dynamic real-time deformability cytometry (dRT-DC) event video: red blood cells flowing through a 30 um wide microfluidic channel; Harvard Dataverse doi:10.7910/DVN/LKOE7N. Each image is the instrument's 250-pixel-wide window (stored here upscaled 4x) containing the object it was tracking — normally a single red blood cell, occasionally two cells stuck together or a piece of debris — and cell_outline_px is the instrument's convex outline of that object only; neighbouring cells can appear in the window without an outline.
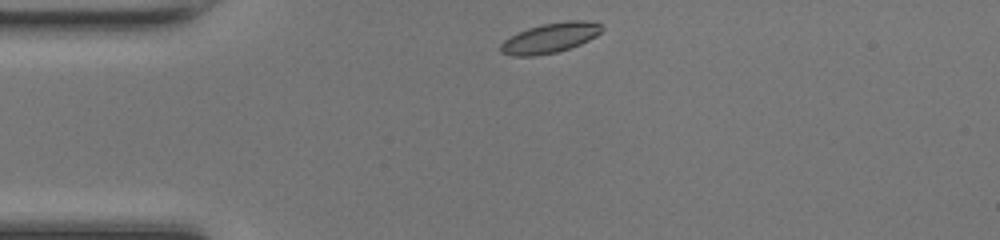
{"species": "common noctule bat (a hibernating species)", "species_latin": "Nyctalus noctula", "temperature_condition": "room temperature", "stored_images_in_passage": 39, "camera_frame_rate_fps": 3000, "um_per_image_px": 0.085, "animal": {"sex": "female", "body_mass_g": 17.0, "forearm_length_mm": 48.0}, "frame": {"image": 1, "passage_image": 1, "time_ms": 0.0, "image_size_px": [1000, 240], "cell_outline_px": [[604, 28], [596, 36], [580, 44], [556, 52], [532, 56], [512, 56], [500, 52], [500, 44], [504, 40], [528, 28], [544, 24], [568, 20], [584, 20], [600, 24]], "centroid_in_image_um": [46.76, 3.22], "position_along_channel_um": 38.2, "area_um2": 17.4}}
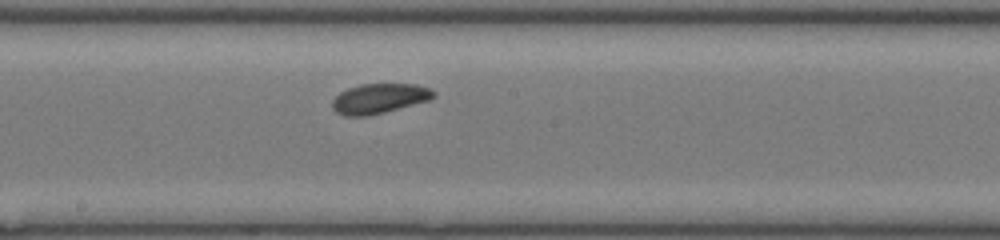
{"frame": {"image": 2, "passage_image": 16, "time_ms": 5.0, "image_size_px": [1000, 240], "cell_outline_px": [[436, 96], [428, 100], [384, 112], [368, 116], [344, 116], [336, 112], [332, 108], [332, 100], [340, 92], [348, 88], [360, 84], [416, 84], [432, 88], [436, 92]], "centroid_in_image_um": [32.24, 8.36], "position_along_channel_um": 216.0, "area_um2": 17.69}}
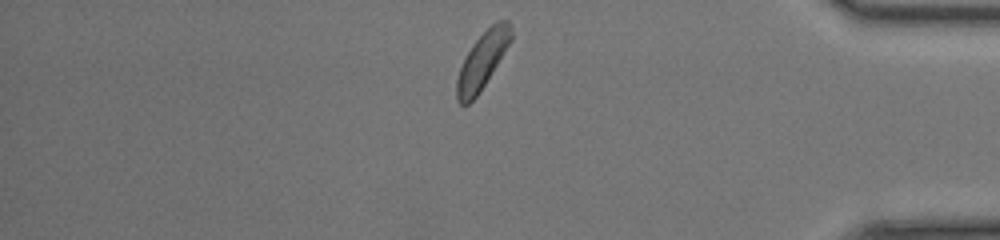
{"frame": {"image": 3, "passage_image": 31, "time_ms": 10.0, "image_size_px": [1000, 240], "cell_outline_px": [[512, 40], [480, 92], [468, 104], [460, 104], [456, 100], [456, 80], [460, 68], [472, 44], [496, 20], [508, 20], [512, 28]], "centroid_in_image_um": [41.01, 5.14], "position_along_channel_um": 394.2, "area_um2": 17.74}, "authors_computed_cell_mechanics": {"area_um2": 17.6868, "velocity_mm_per_s": 4.208, "shape_relaxation_time_tau1_ms": 1.1858, "shape_relaxation_time_tau2_ms": null, "deformation_change_tau1": 0.0806, "deformation_change_tau2": null}}